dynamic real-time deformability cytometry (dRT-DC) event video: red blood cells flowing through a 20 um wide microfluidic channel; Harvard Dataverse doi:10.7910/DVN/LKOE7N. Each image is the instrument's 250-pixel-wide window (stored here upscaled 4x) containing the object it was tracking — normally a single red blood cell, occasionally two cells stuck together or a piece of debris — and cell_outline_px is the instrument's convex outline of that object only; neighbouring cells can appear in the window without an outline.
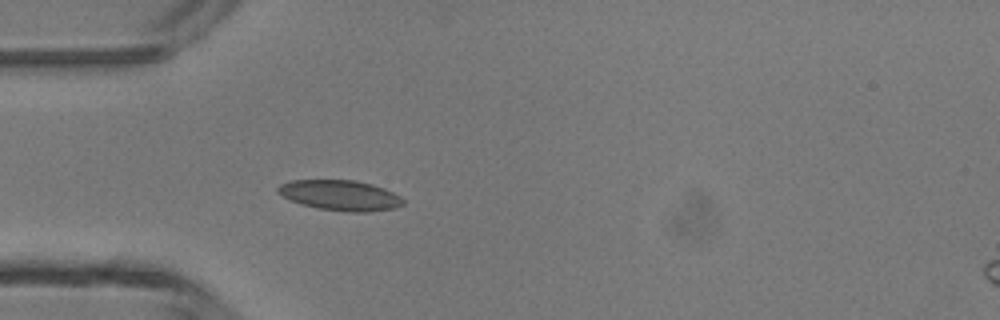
{"species": "common noctule bat (a hibernating species)", "species_latin": "Nyctalus noctula", "temperature_condition": "room temperature", "stored_images_in_passage": 3, "camera_frame_rate_fps": 3000, "um_per_image_px": 0.085, "animal": {"sex": "male", "body_mass_g": 13.3}, "frame": {"image": 1, "passage_image": 3, "time_ms": 3.333, "image_size_px": [1000, 320], "cell_outline_px": [[404, 204], [396, 208], [372, 212], [348, 212], [316, 208], [300, 204], [276, 192], [276, 188], [280, 184], [292, 180], [356, 180], [372, 184], [384, 188], [400, 196], [404, 200]], "centroid_in_image_um": [28.94, 16.61], "position_along_channel_um": 56.1, "area_um2": 22.31}}